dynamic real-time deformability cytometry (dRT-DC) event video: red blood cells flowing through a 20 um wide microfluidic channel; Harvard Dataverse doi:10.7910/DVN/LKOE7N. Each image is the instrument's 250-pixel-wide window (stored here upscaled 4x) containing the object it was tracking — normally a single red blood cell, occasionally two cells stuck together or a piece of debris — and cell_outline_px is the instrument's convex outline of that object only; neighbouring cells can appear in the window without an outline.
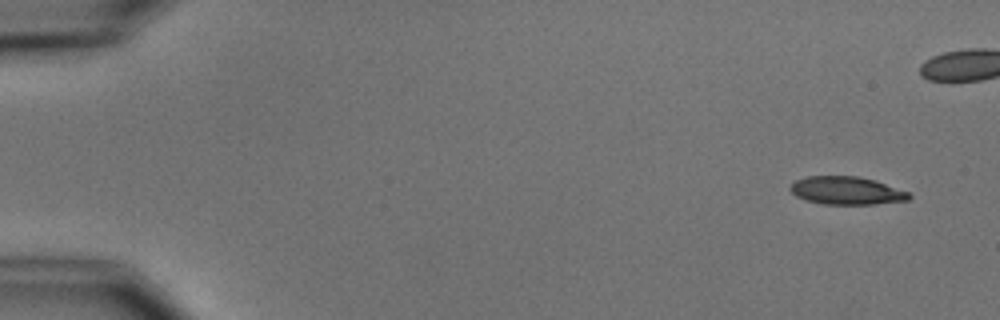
{"species": "common noctule bat (a hibernating species)", "species_latin": "Nyctalus noctula", "temperature_condition": "cold", "stored_images_in_passage": 7, "camera_frame_rate_fps": 3000, "um_per_image_px": 0.085, "animal": {"sex": "male", "body_mass_g": 15.6}, "frame": {"image": 1, "passage_image": 1, "time_ms": 0.0, "image_size_px": [1000, 320], "cell_outline_px": [[912, 196], [908, 200], [876, 204], [824, 204], [804, 200], [796, 196], [788, 188], [796, 180], [808, 176], [856, 176], [876, 180], [908, 192]], "centroid_in_image_um": [71.95, 16.2], "position_along_channel_um": 13.1, "area_um2": 19.36}}